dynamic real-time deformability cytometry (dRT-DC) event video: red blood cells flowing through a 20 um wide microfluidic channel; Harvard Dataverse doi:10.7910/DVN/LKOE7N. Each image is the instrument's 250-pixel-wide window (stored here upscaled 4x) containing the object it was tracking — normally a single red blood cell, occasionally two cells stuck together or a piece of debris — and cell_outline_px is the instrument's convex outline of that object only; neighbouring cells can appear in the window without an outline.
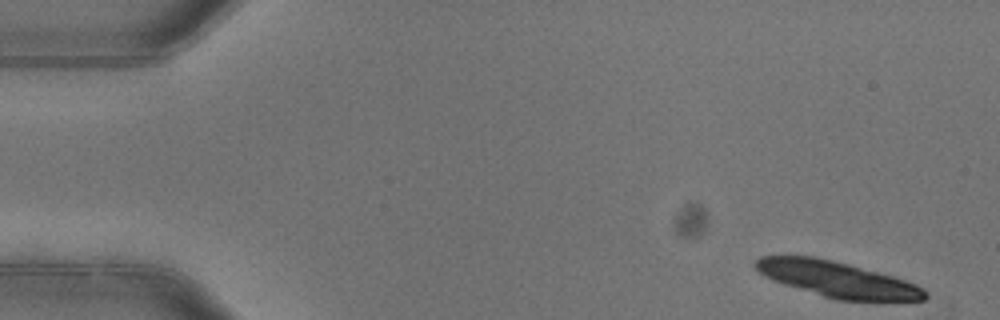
{"species": "common noctule bat (a hibernating species)", "species_latin": "Nyctalus noctula", "temperature_condition": "warm", "stored_images_in_passage": 6, "camera_frame_rate_fps": 3000, "um_per_image_px": 0.085, "animal": {"sex": "female"}, "frame": {"image": 1, "passage_image": 1, "time_ms": 0.0, "image_size_px": [1000, 320], "cell_outline_px": [[928, 296], [924, 300], [836, 300], [784, 284], [772, 280], [764, 276], [752, 264], [760, 256], [816, 256], [880, 272], [916, 284], [924, 288], [928, 292]], "centroid_in_image_um": [71.16, 23.73], "position_along_channel_um": 13.8, "area_um2": 35.08}}
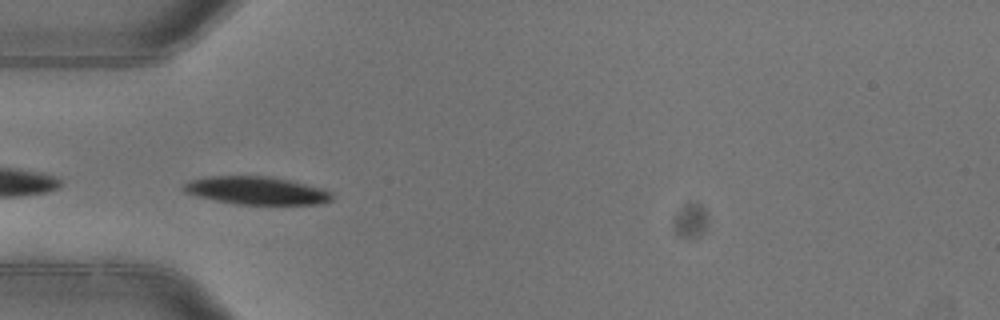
{"frame": {"image": 2, "passage_image": 5, "time_ms": 1.333, "image_size_px": [1000, 320], "cell_outline_px": [[332, 200], [324, 204], [236, 204], [196, 196], [184, 192], [180, 188], [188, 180], [208, 176], [268, 176], [292, 180], [324, 188], [332, 192]], "centroid_in_image_um": [21.81, 16.19], "position_along_channel_um": 63.2, "area_um2": 24.45}}